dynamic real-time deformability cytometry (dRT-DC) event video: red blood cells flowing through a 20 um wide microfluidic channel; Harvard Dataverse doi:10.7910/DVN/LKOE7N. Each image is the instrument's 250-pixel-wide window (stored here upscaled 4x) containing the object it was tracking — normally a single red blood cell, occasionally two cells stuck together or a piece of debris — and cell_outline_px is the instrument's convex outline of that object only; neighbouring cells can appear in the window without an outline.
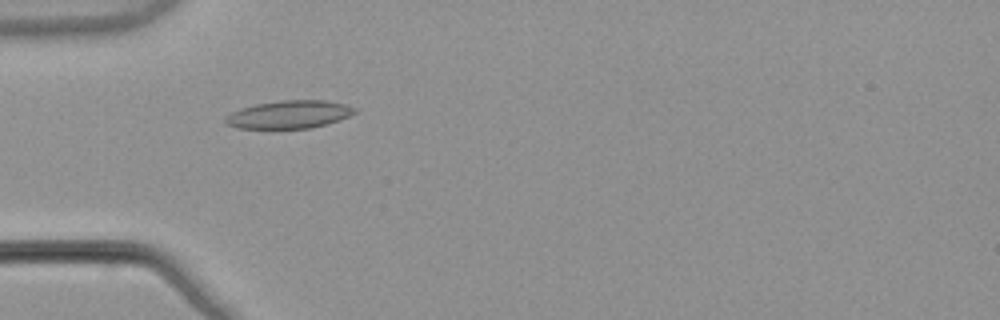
{"species": "common noctule bat (a hibernating species)", "species_latin": "Nyctalus noctula", "temperature_condition": "warm", "stored_images_in_passage": 53, "camera_frame_rate_fps": 3000, "um_per_image_px": 0.085, "animal": {"sex": "male", "body_mass_g": 21.5, "forearm_length_mm": 52.0}, "frame": {"image": 1, "passage_image": 17, "time_ms": 5.333, "image_size_px": [1000, 320], "cell_outline_px": [[356, 112], [348, 116], [312, 128], [236, 128], [224, 124], [224, 120], [232, 112], [240, 108], [256, 104], [280, 100], [324, 100], [344, 104], [356, 108]], "centroid_in_image_um": [24.53, 9.72], "position_along_channel_um": 60.5, "area_um2": 20.81}}
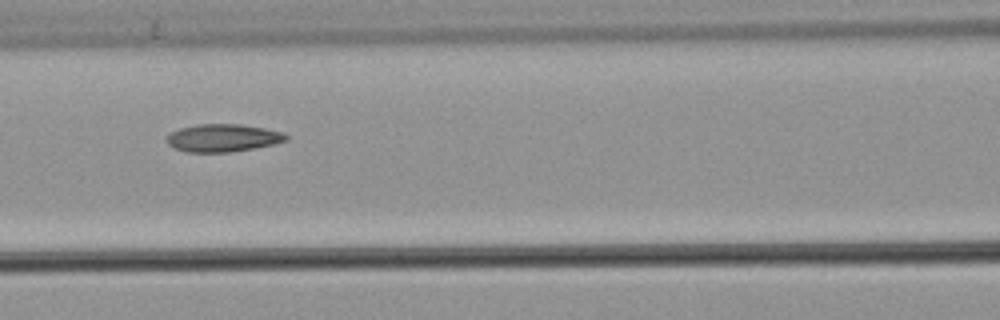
{"frame": {"image": 2, "passage_image": 24, "time_ms": 7.667, "image_size_px": [1000, 320], "cell_outline_px": [[288, 140], [272, 144], [232, 152], [184, 152], [168, 144], [168, 136], [172, 132], [180, 128], [196, 124], [240, 124], [264, 128], [284, 132], [288, 136]], "centroid_in_image_um": [18.97, 11.72], "position_along_channel_um": 147.6, "area_um2": 19.13}}
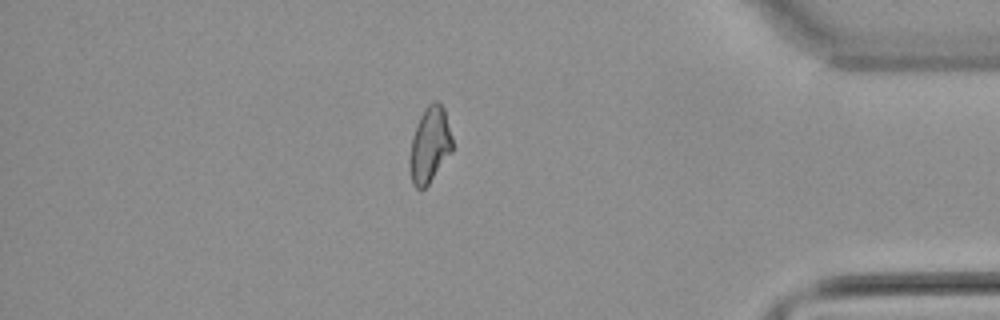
{"frame": {"image": 3, "passage_image": 46, "time_ms": 15.0, "image_size_px": [1000, 320], "cell_outline_px": [[452, 152], [428, 184], [424, 188], [416, 188], [412, 184], [408, 164], [408, 160], [412, 136], [416, 124], [420, 116], [428, 104], [432, 100], [436, 100], [444, 108], [452, 136]], "centroid_in_image_um": [36.51, 12.31], "position_along_channel_um": 398.7, "area_um2": 19.02}, "authors_computed_cell_mechanics": {"area_um2": 19.5942, "velocity_mm_per_s": 3.8807, "shape_relaxation_time_tau1_ms": null, "shape_relaxation_time_tau2_ms": 4.8486, "deformation_change_tau1": null, "deformation_change_tau2": 0.1294}}